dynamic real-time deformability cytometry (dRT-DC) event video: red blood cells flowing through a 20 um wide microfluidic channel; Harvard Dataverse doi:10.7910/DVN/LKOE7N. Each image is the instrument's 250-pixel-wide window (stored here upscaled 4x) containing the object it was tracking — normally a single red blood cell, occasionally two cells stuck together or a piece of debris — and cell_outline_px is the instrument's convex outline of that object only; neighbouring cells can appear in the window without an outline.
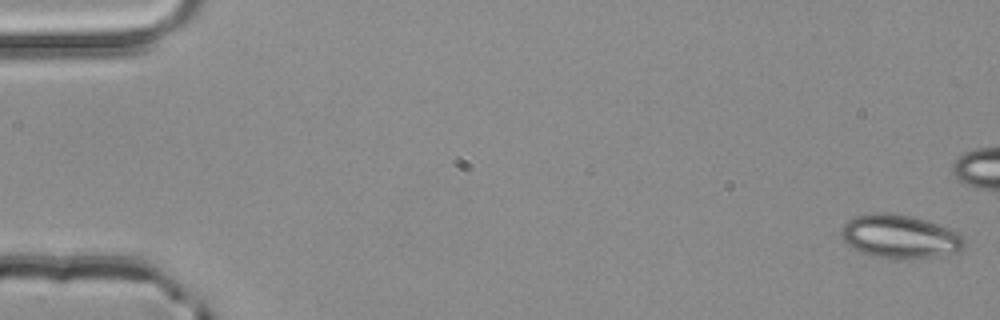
{"species": "common noctule bat (a hibernating species)", "species_latin": "Nyctalus noctula", "temperature_condition": "room temperature", "stored_images_in_passage": 7, "camera_frame_rate_fps": 3000, "um_per_image_px": 0.085, "animal": {"sex": "male", "body_mass_g": 20.4}, "frame": {"image": 1, "passage_image": 1, "time_ms": 0.0, "image_size_px": [1000, 320], "cell_outline_px": [[964, 248], [956, 252], [936, 256], [908, 260], [888, 260], [860, 252], [848, 244], [840, 236], [840, 232], [844, 224], [848, 220], [856, 216], [876, 212], [888, 212], [912, 216], [952, 228], [960, 232], [964, 236]], "centroid_in_image_um": [76.51, 20.12], "position_along_channel_um": 8.5, "area_um2": 31.85}}
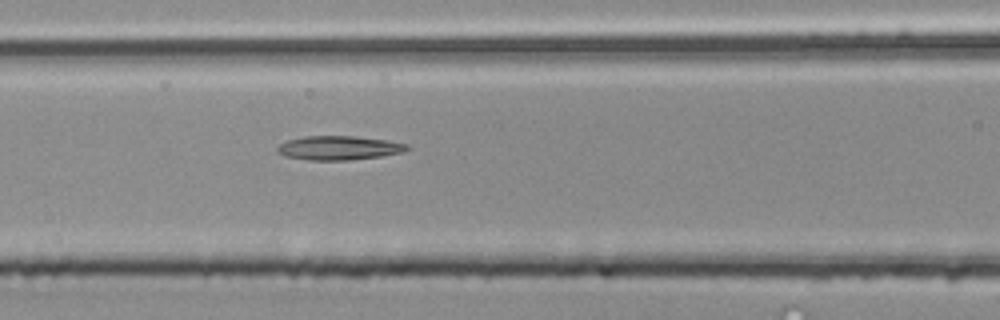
{"frame": {"image": 2, "passage_image": 7, "time_ms": 2.0, "image_size_px": [1000, 320], "cell_outline_px": [[412, 148], [404, 152], [380, 156], [348, 160], [308, 160], [284, 156], [276, 152], [276, 148], [280, 144], [288, 140], [304, 136], [356, 136], [388, 140], [408, 144]], "centroid_in_image_um": [28.82, 12.57], "position_along_channel_um": 137.8, "area_um2": 18.32}}